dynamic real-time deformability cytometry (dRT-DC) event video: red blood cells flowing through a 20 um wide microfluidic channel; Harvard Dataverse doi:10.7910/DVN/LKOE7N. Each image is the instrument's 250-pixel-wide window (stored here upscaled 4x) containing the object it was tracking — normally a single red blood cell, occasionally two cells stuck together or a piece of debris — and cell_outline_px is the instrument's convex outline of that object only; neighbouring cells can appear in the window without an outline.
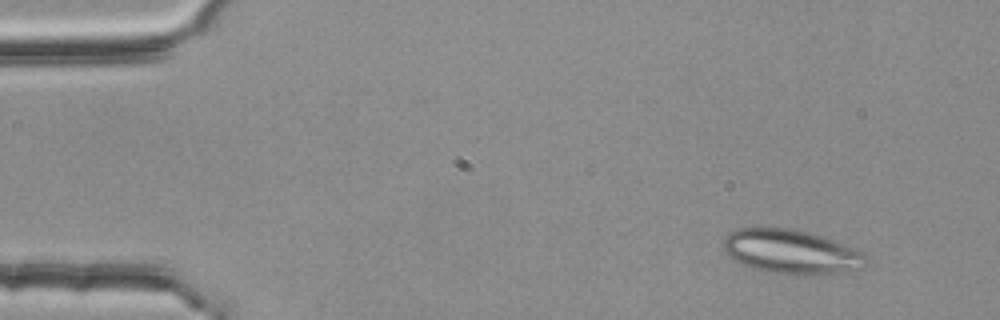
{"species": "common noctule bat (a hibernating species)", "species_latin": "Nyctalus noctula", "temperature_condition": "room temperature", "stored_images_in_passage": 3, "camera_frame_rate_fps": 3000, "um_per_image_px": 0.085, "animal": {"sex": "female", "body_mass_g": 25.1}, "frame": {"image": 1, "passage_image": 1, "time_ms": 0.0, "image_size_px": [1000, 320], "cell_outline_px": [[868, 260], [856, 268], [836, 272], [808, 276], [796, 276], [768, 272], [752, 268], [728, 256], [724, 252], [724, 236], [728, 232], [740, 228], [796, 228], [824, 236], [864, 252], [868, 256]], "centroid_in_image_um": [67.22, 21.39], "position_along_channel_um": 17.8, "area_um2": 36.93}}